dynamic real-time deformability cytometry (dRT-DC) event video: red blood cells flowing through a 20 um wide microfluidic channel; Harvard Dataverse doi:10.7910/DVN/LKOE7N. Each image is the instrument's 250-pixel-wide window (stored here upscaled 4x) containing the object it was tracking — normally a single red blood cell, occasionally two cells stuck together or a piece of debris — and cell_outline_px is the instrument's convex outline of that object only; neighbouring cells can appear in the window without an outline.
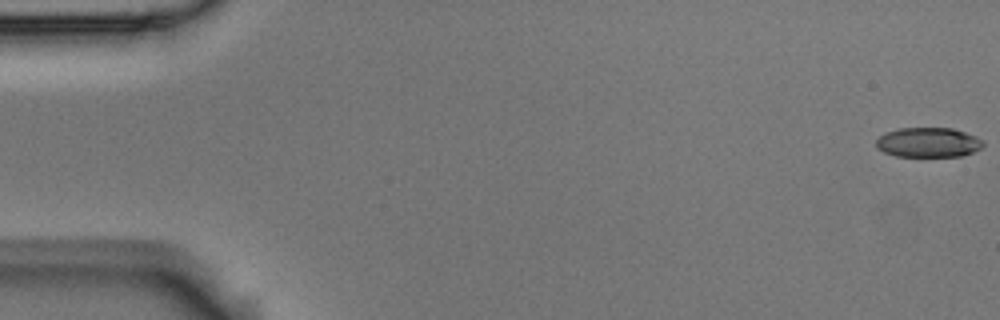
{"species": "Egyptian fruit bat (a non-hibernating species)", "species_latin": "Rousettus aegyptiacus", "temperature_condition": "room temperature", "stored_images_in_passage": 56, "camera_frame_rate_fps": 3000, "um_per_image_px": 0.085, "animal": {"sex": "male"}, "frame": {"image": 1, "passage_image": 1, "time_ms": 0.0, "image_size_px": [1000, 320], "cell_outline_px": [[984, 144], [980, 148], [972, 152], [960, 156], [896, 156], [884, 152], [876, 148], [876, 140], [880, 136], [888, 132], [900, 128], [952, 128], [976, 136], [984, 140]], "centroid_in_image_um": [78.91, 12.1], "position_along_channel_um": 6.1, "area_um2": 18.44}}
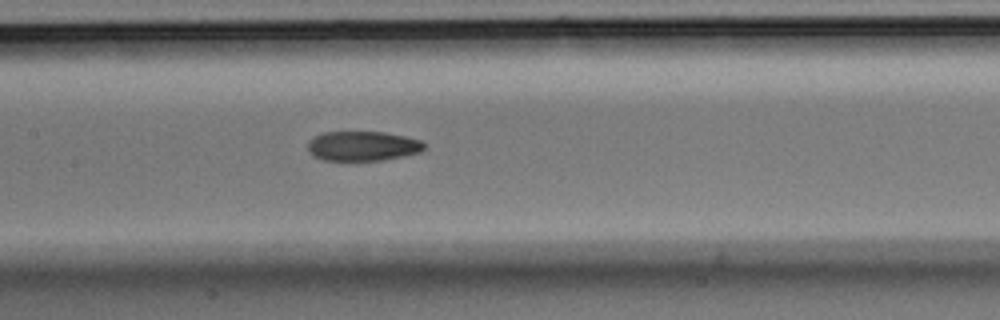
{"frame": {"image": 2, "passage_image": 27, "time_ms": 8.667, "image_size_px": [1000, 320], "cell_outline_px": [[424, 148], [420, 152], [404, 156], [380, 160], [324, 160], [312, 156], [308, 152], [308, 140], [324, 132], [384, 132], [404, 136], [420, 140], [424, 144]], "centroid_in_image_um": [30.8, 12.41], "position_along_channel_um": 176.6, "area_um2": 20.06}}
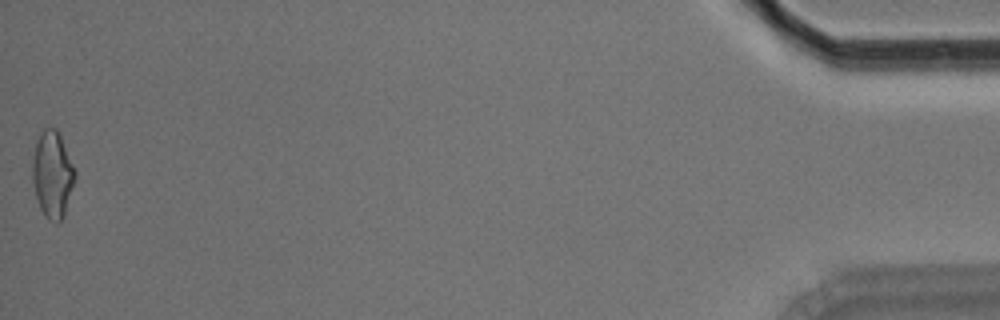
{"frame": {"image": 3, "passage_image": 56, "time_ms": 18.333, "image_size_px": [1000, 320], "cell_outline_px": [[76, 180], [64, 216], [56, 224], [48, 220], [44, 216], [40, 208], [36, 196], [32, 180], [32, 164], [36, 140], [44, 128], [56, 128], [60, 132], [76, 172]], "centroid_in_image_um": [4.48, 14.83], "position_along_channel_um": 430.7, "area_um2": 21.85}, "authors_computed_cell_mechanics": {"area_um2": 20.7502, "velocity_mm_per_s": 3.6367, "shape_relaxation_time_tau1_ms": 6.0312, "shape_relaxation_time_tau2_ms": 6.3866, "deformation_change_tau1": 0.1534, "deformation_change_tau2": 0.1284}}